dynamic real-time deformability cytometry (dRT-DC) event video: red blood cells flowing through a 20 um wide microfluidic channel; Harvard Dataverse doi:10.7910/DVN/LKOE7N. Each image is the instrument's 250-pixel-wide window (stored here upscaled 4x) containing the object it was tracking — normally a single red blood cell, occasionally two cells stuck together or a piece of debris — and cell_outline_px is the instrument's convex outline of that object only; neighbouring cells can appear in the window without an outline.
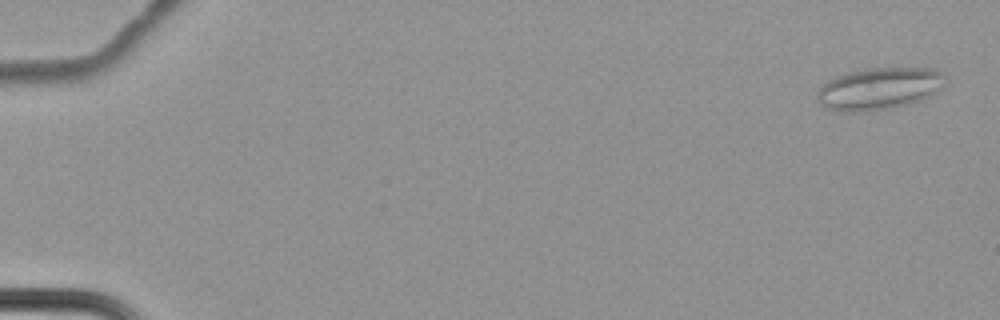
{"species": "common noctule bat (a hibernating species)", "species_latin": "Nyctalus noctula", "temperature_condition": "cold", "stored_images_in_passage": 63, "camera_frame_rate_fps": 3000, "um_per_image_px": 0.085, "animal": {"sex": "female", "body_mass_g": 22.7, "forearm_length_mm": 54.2}, "frame": {"image": 1, "passage_image": 3, "time_ms": 0.667, "image_size_px": [1000, 320], "cell_outline_px": [[948, 80], [936, 92], [920, 100], [892, 108], [864, 112], [840, 112], [828, 108], [820, 104], [816, 100], [816, 92], [828, 80], [836, 76], [848, 72], [868, 68], [936, 68], [944, 72], [948, 76]], "centroid_in_image_um": [74.75, 7.53], "position_along_channel_um": 10.3, "area_um2": 31.79}}
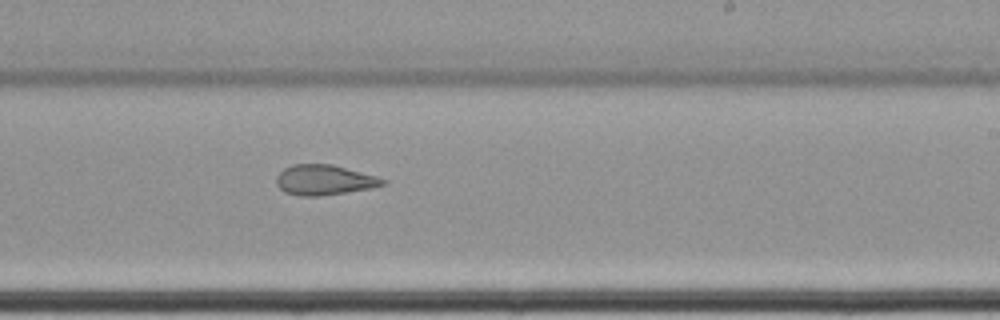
{"frame": {"image": 2, "passage_image": 41, "time_ms": 13.333, "image_size_px": [1000, 320], "cell_outline_px": [[388, 184], [372, 188], [320, 196], [300, 196], [284, 192], [276, 184], [276, 176], [284, 168], [292, 164], [332, 164], [376, 176], [388, 180]], "centroid_in_image_um": [27.57, 15.3], "position_along_channel_um": 261.4, "area_um2": 18.84}}
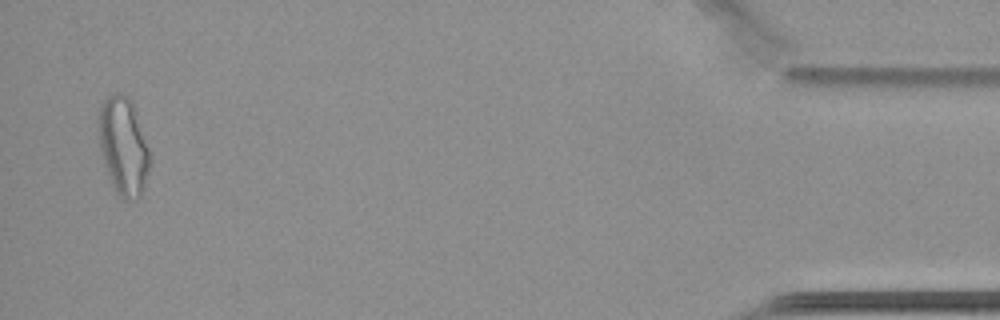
{"frame": {"image": 3, "passage_image": 62, "time_ms": 20.333, "image_size_px": [1000, 320], "cell_outline_px": [[148, 172], [140, 196], [136, 200], [124, 200], [120, 196], [112, 184], [104, 164], [100, 148], [96, 128], [96, 116], [100, 104], [108, 96], [116, 92], [120, 92], [128, 96], [132, 100], [148, 148]], "centroid_in_image_um": [10.43, 12.35], "position_along_channel_um": 424.8, "area_um2": 29.3}, "authors_computed_cell_mechanics": {"area_um2": 24.0448, "velocity_mm_per_s": 3.4377, "shape_relaxation_time_tau1_ms": null, "shape_relaxation_time_tau2_ms": 2.0378, "deformation_change_tau1": null, "deformation_change_tau2": 0.0936}}